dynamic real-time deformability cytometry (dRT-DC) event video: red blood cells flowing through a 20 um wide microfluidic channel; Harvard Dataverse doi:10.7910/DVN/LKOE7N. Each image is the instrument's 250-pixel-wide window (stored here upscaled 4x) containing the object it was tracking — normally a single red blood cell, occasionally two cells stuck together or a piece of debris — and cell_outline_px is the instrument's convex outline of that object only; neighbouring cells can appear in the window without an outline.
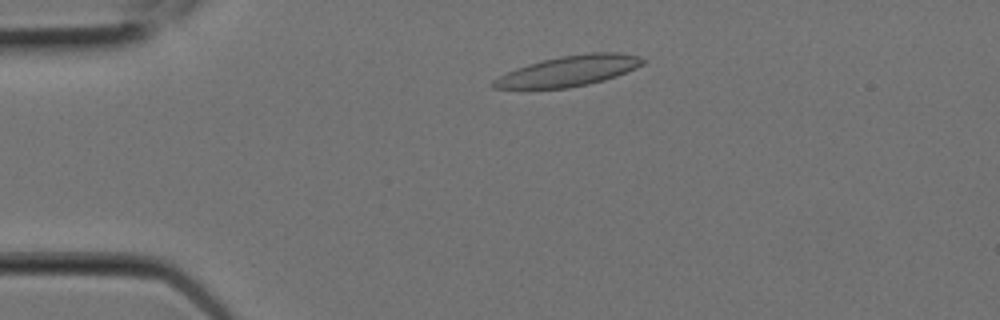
{"species": "Egyptian fruit bat (a non-hibernating species)", "species_latin": "Rousettus aegyptiacus", "temperature_condition": "room temperature", "stored_images_in_passage": 9, "camera_frame_rate_fps": 3000, "um_per_image_px": 0.085, "animal": {"sex": "female"}, "frame": {"image": 1, "passage_image": 3, "time_ms": 0.667, "image_size_px": [1000, 320], "cell_outline_px": [[648, 60], [644, 64], [636, 68], [616, 76], [604, 80], [588, 84], [568, 88], [492, 88], [488, 84], [492, 80], [516, 68], [528, 64], [560, 56], [588, 52], [620, 52], [640, 56]], "centroid_in_image_um": [48.39, 6.02], "position_along_channel_um": 36.6, "area_um2": 26.59}}
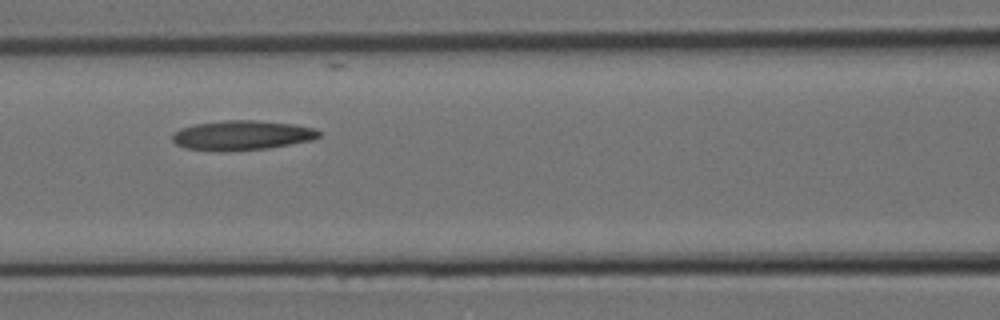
{"frame": {"image": 2, "passage_image": 7, "time_ms": 2.0, "image_size_px": [1000, 320], "cell_outline_px": [[320, 136], [312, 140], [268, 148], [220, 152], [184, 148], [176, 144], [172, 140], [172, 136], [180, 128], [196, 124], [228, 120], [256, 120], [292, 124], [312, 128], [320, 132]], "centroid_in_image_um": [20.53, 11.51], "position_along_channel_um": 146.1, "area_um2": 25.2}}
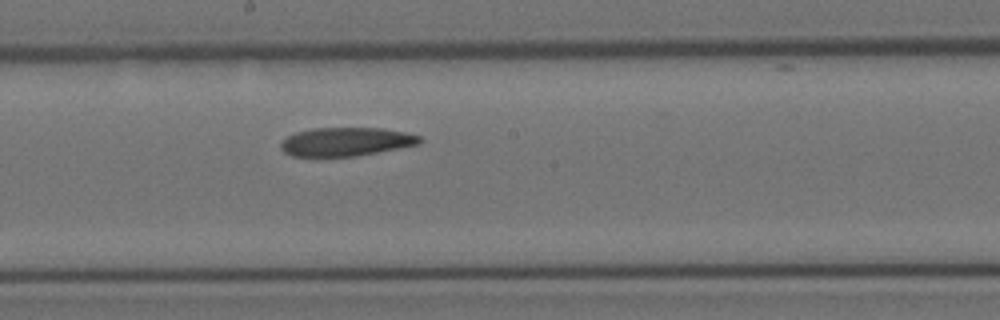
{"frame": {"image": 3, "passage_image": 9, "time_ms": 2.667, "image_size_px": [1000, 320], "cell_outline_px": [[424, 140], [420, 144], [356, 156], [292, 156], [284, 152], [280, 148], [280, 144], [288, 136], [296, 132], [312, 128], [380, 128], [408, 132], [420, 136]], "centroid_in_image_um": [29.44, 12.04], "position_along_channel_um": 218.8, "area_um2": 23.18}}